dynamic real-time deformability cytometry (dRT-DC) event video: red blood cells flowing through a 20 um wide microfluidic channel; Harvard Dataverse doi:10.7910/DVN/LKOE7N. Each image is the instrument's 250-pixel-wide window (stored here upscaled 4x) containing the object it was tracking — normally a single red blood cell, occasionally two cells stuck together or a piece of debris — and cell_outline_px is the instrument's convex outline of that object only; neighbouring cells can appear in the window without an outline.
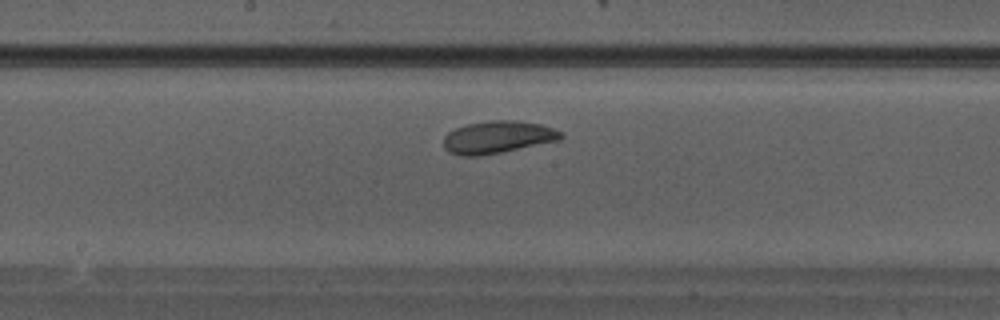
{"species": "Egyptian fruit bat (a non-hibernating species)", "species_latin": "Rousettus aegyptiacus", "temperature_condition": "warm", "stored_images_in_passage": 23, "camera_frame_rate_fps": 3000, "um_per_image_px": 0.085, "animal": {"sex": "male"}, "frame": {"image": 1, "passage_image": 10, "time_ms": 3.0, "image_size_px": [1000, 320], "cell_outline_px": [[564, 136], [560, 140], [480, 156], [460, 156], [448, 152], [444, 148], [444, 136], [448, 132], [456, 128], [468, 124], [488, 120], [516, 120], [540, 124], [564, 132]], "centroid_in_image_um": [42.3, 11.66], "position_along_channel_um": 205.9, "area_um2": 22.2}}